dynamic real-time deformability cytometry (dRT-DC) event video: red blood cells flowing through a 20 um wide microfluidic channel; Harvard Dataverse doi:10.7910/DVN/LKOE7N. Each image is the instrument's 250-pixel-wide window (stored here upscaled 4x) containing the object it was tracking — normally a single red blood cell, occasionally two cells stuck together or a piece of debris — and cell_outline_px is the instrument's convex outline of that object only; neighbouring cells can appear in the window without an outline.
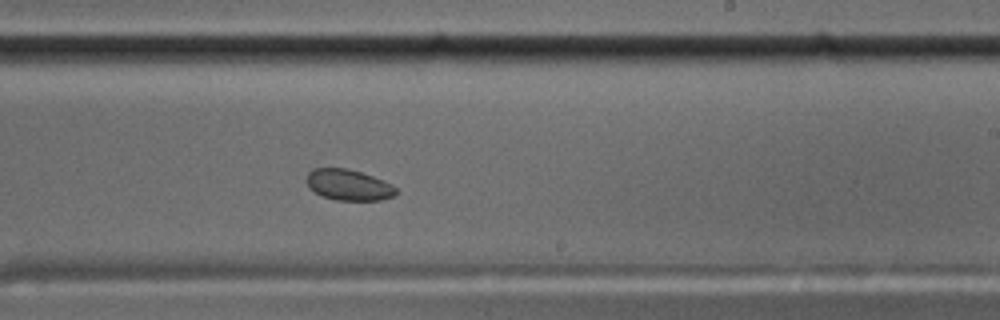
{"species": "common noctule bat (a hibernating species)", "species_latin": "Nyctalus noctula", "temperature_condition": "cold", "stored_images_in_passage": 51, "camera_frame_rate_fps": 3000, "um_per_image_px": 0.085, "animal": {"sex": "male", "body_mass_g": 17.5, "forearm_length_mm": 52.3}, "frame": {"image": 1, "passage_image": 29, "time_ms": 9.333, "image_size_px": [1000, 320], "cell_outline_px": [[396, 196], [380, 200], [336, 200], [324, 196], [308, 188], [304, 180], [308, 172], [312, 168], [348, 168], [384, 180], [392, 184], [396, 188]], "centroid_in_image_um": [29.6, 15.71], "position_along_channel_um": 259.4, "area_um2": 16.3}}
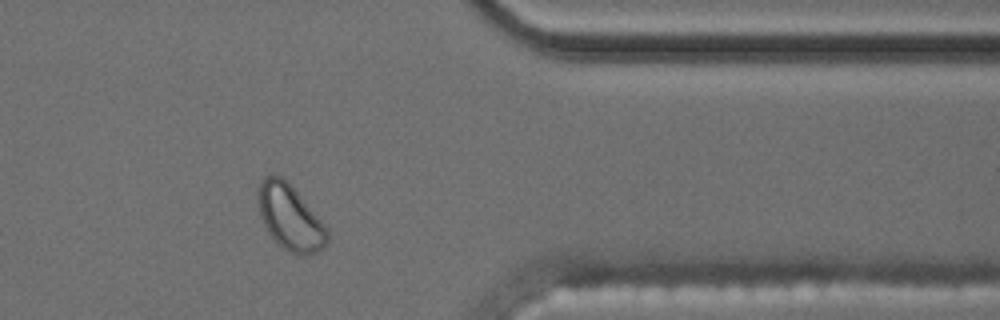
{"frame": {"image": 2, "passage_image": 41, "time_ms": 13.333, "image_size_px": [1000, 320], "cell_outline_px": [[328, 244], [324, 248], [316, 252], [296, 256], [284, 248], [268, 232], [264, 224], [256, 200], [256, 192], [260, 180], [264, 176], [280, 176], [288, 180], [328, 228]], "centroid_in_image_um": [24.66, 18.45], "position_along_channel_um": 386.7, "area_um2": 26.59}}
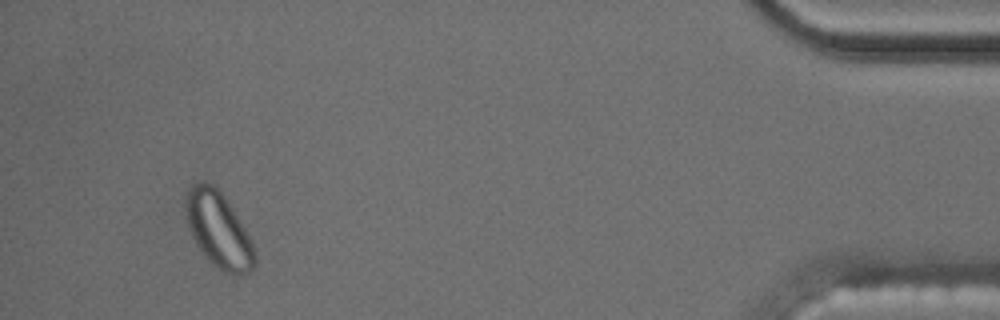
{"frame": {"image": 3, "passage_image": 48, "time_ms": 15.667, "image_size_px": [1000, 320], "cell_outline_px": [[256, 264], [252, 272], [240, 276], [236, 276], [220, 272], [204, 256], [196, 244], [192, 236], [184, 216], [184, 196], [188, 188], [196, 180], [204, 180], [216, 184], [220, 188], [244, 228], [252, 244], [256, 256]], "centroid_in_image_um": [18.53, 19.51], "position_along_channel_um": 416.7, "area_um2": 31.44}}